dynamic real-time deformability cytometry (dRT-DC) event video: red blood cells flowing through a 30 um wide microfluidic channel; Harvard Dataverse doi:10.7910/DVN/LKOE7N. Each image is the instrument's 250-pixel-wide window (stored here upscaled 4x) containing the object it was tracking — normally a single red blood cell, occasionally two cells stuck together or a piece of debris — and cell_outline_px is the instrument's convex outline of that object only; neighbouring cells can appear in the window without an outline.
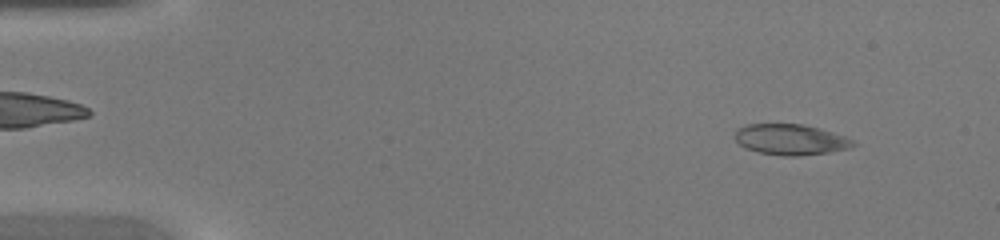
{"species": "common noctule bat (a hibernating species)", "species_latin": "Nyctalus noctula", "temperature_condition": "warm", "stored_images_in_passage": 45, "camera_frame_rate_fps": 3000, "um_per_image_px": 0.085, "animal": {"sex": "female", "body_mass_g": 20.0, "forearm_length_mm": 54.0}, "frame": {"image": 1, "passage_image": 4, "time_ms": 1.0, "image_size_px": [1000, 240], "cell_outline_px": [[856, 144], [852, 148], [828, 152], [800, 156], [784, 156], [760, 152], [744, 148], [736, 140], [736, 132], [740, 128], [748, 124], [800, 124], [820, 128], [856, 140]], "centroid_in_image_um": [67.26, 11.87], "position_along_channel_um": 17.7, "area_um2": 21.1}}
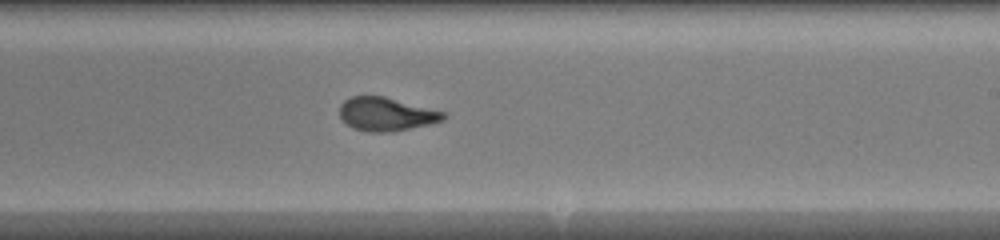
{"frame": {"image": 2, "passage_image": 27, "time_ms": 8.667, "image_size_px": [1000, 240], "cell_outline_px": [[448, 116], [444, 120], [428, 124], [392, 132], [368, 132], [352, 128], [340, 116], [340, 104], [344, 100], [352, 96], [384, 96], [448, 112]], "centroid_in_image_um": [32.87, 9.7], "position_along_channel_um": 256.1, "area_um2": 20.4}}
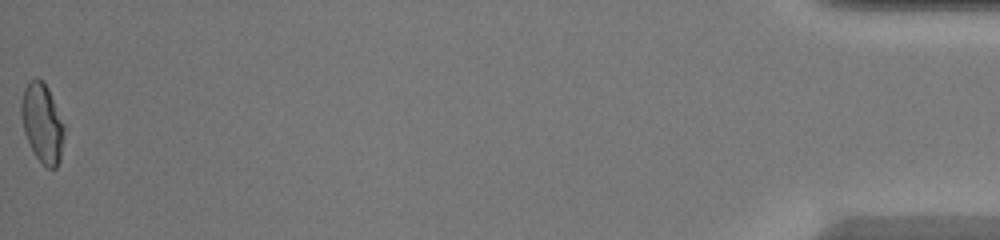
{"frame": {"image": 3, "passage_image": 45, "time_ms": 14.667, "image_size_px": [1000, 240], "cell_outline_px": [[64, 132], [60, 160], [56, 168], [48, 168], [36, 156], [24, 132], [20, 116], [20, 100], [24, 88], [28, 80], [36, 76], [44, 80], [48, 88], [64, 124]], "centroid_in_image_um": [3.57, 10.38], "position_along_channel_um": 431.6, "area_um2": 19.94}}